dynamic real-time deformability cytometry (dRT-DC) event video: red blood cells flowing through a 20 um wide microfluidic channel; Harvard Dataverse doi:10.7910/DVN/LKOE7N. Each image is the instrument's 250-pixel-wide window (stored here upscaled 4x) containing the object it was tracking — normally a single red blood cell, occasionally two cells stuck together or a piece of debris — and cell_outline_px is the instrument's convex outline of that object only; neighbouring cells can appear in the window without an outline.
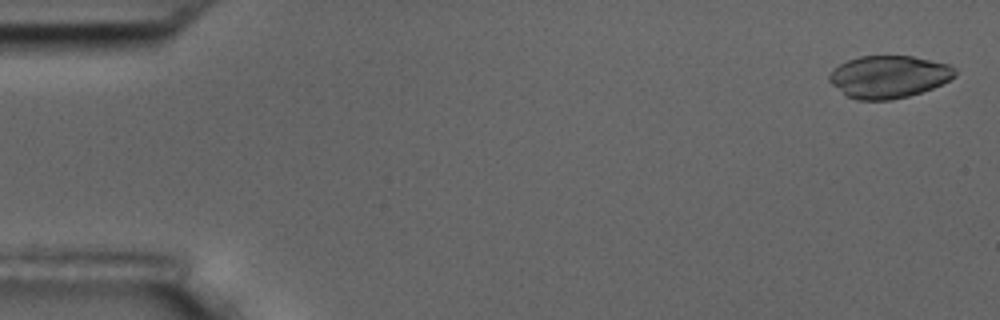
{"species": "common noctule bat (a hibernating species)", "species_latin": "Nyctalus noctula", "temperature_condition": "room temperature", "stored_images_in_passage": 7, "camera_frame_rate_fps": 3000, "um_per_image_px": 0.085, "animal": {"sex": "male", "body_mass_g": 17.5, "forearm_length_mm": 52.3}, "frame": {"image": 1, "passage_image": 1, "time_ms": 0.0, "image_size_px": [1000, 320], "cell_outline_px": [[956, 76], [932, 88], [908, 96], [892, 100], [856, 100], [848, 96], [832, 84], [828, 80], [828, 76], [840, 64], [848, 60], [860, 56], [912, 56], [948, 64], [956, 68]], "centroid_in_image_um": [75.55, 6.52], "position_along_channel_um": 9.4, "area_um2": 30.81}}
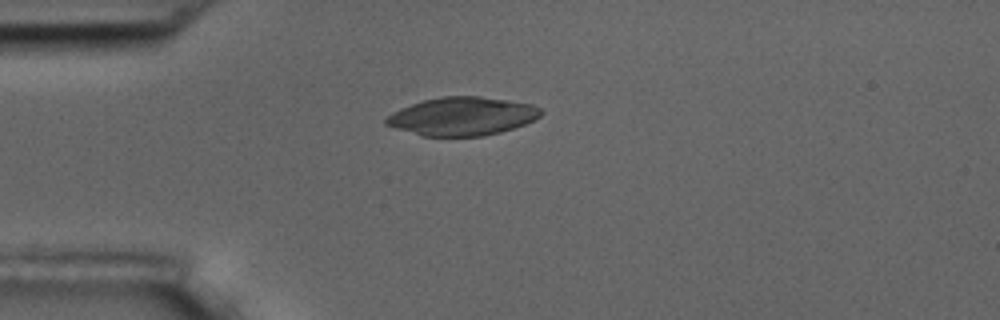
{"frame": {"image": 2, "passage_image": 5, "time_ms": 4.333, "image_size_px": [1000, 320], "cell_outline_px": [[544, 112], [540, 116], [524, 124], [500, 132], [484, 136], [424, 136], [396, 128], [384, 124], [384, 120], [392, 112], [400, 108], [424, 100], [444, 96], [480, 96], [532, 104], [540, 108]], "centroid_in_image_um": [39.28, 9.88], "position_along_channel_um": 45.7, "area_um2": 34.33}}